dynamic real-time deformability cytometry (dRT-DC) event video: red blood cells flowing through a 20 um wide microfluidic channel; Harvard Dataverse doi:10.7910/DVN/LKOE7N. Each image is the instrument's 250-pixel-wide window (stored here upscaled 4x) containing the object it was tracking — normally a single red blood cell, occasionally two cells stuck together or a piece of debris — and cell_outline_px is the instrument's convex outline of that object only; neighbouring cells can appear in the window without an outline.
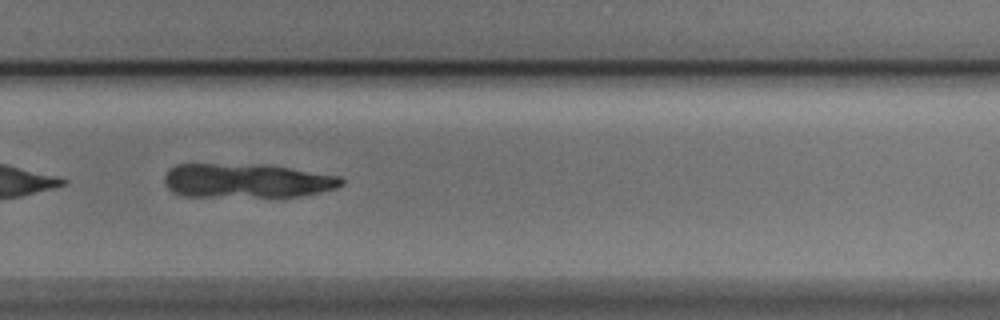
{"species": "Egyptian fruit bat (a non-hibernating species)", "species_latin": "Rousettus aegyptiacus", "temperature_condition": "cold", "stored_images_in_passage": 37, "camera_frame_rate_fps": 3000, "um_per_image_px": 0.085, "animal": {"sex": "male"}, "frame": {"image": 1, "passage_image": 20, "time_ms": 6.333, "image_size_px": [1000, 320], "cell_outline_px": [[344, 184], [336, 188], [320, 192], [300, 196], [184, 196], [172, 192], [164, 184], [164, 176], [168, 168], [176, 164], [264, 164], [340, 176], [344, 180]], "centroid_in_image_um": [20.94, 15.35], "position_along_channel_um": 308.9, "area_um2": 35.37}}
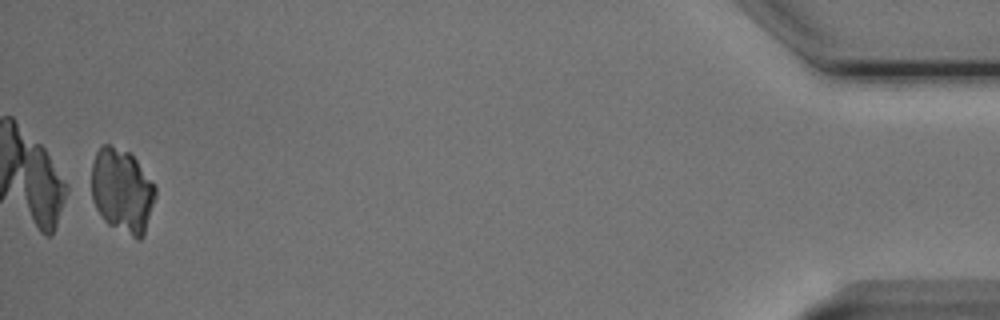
{"frame": {"image": 2, "passage_image": 36, "time_ms": 11.667, "image_size_px": [1000, 320], "cell_outline_px": [[156, 196], [144, 236], [140, 240], [136, 240], [108, 224], [104, 220], [96, 208], [92, 200], [92, 164], [96, 152], [104, 144], [108, 144], [128, 152], [136, 160], [156, 184]], "centroid_in_image_um": [10.4, 16.24], "position_along_channel_um": 424.8, "area_um2": 31.62}}